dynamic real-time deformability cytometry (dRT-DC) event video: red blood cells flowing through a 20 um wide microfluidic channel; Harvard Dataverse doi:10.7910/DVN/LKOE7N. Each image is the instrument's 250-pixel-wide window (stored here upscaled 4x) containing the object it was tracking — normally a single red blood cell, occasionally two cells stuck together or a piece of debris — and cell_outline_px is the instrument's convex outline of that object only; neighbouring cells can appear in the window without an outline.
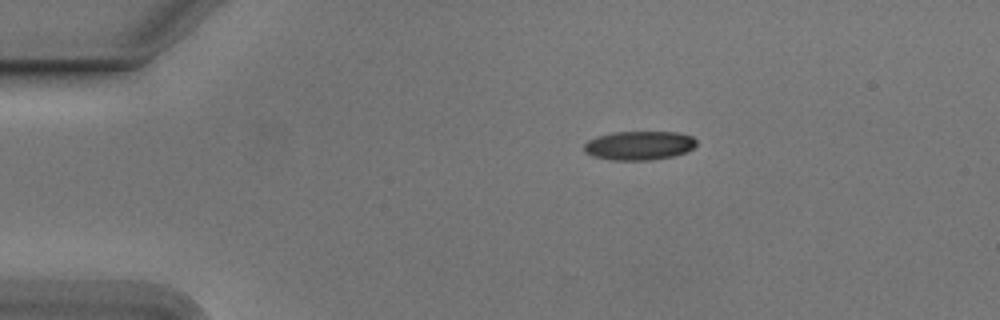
{"species": "Egyptian fruit bat (a non-hibernating species)", "species_latin": "Rousettus aegyptiacus", "temperature_condition": "cold", "stored_images_in_passage": 45, "camera_frame_rate_fps": 3000, "um_per_image_px": 0.085, "animal": {"sex": "male"}, "frame": {"image": 1, "passage_image": 1, "time_ms": 0.0, "image_size_px": [1000, 320], "cell_outline_px": [[696, 144], [692, 148], [684, 152], [672, 156], [648, 160], [612, 160], [592, 156], [584, 152], [584, 144], [588, 140], [596, 136], [612, 132], [676, 132], [692, 136], [696, 140]], "centroid_in_image_um": [54.28, 12.36], "position_along_channel_um": 30.7, "area_um2": 18.9}}
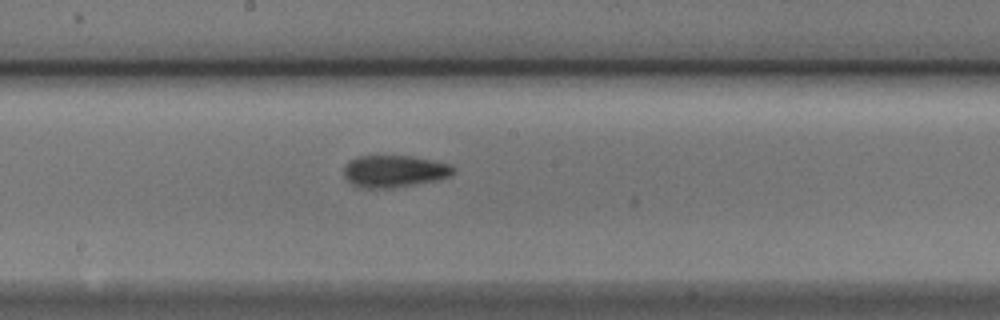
{"frame": {"image": 2, "passage_image": 20, "time_ms": 6.333, "image_size_px": [1000, 320], "cell_outline_px": [[456, 172], [448, 176], [432, 180], [392, 188], [360, 188], [352, 184], [344, 176], [344, 168], [348, 160], [356, 156], [412, 156], [452, 164], [456, 168]], "centroid_in_image_um": [33.49, 14.54], "position_along_channel_um": 214.7, "area_um2": 20.4}}
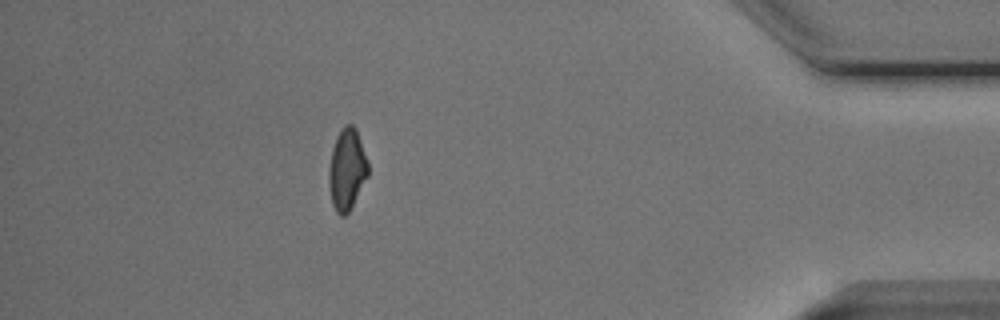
{"frame": {"image": 3, "passage_image": 39, "time_ms": 12.667, "image_size_px": [1000, 320], "cell_outline_px": [[368, 176], [348, 212], [344, 216], [340, 216], [336, 212], [332, 204], [328, 184], [328, 172], [332, 148], [336, 136], [344, 124], [352, 124], [356, 128], [368, 160]], "centroid_in_image_um": [29.48, 14.37], "position_along_channel_um": 405.7, "area_um2": 18.73}, "authors_computed_cell_mechanics": {"area_um2": 19.3052, "velocity_mm_per_s": 3.7774, "shape_relaxation_time_tau1_ms": 6.9784, "shape_relaxation_time_tau2_ms": 2.8785, "deformation_change_tau1": 0.1872, "deformation_change_tau2": 0.1068}}